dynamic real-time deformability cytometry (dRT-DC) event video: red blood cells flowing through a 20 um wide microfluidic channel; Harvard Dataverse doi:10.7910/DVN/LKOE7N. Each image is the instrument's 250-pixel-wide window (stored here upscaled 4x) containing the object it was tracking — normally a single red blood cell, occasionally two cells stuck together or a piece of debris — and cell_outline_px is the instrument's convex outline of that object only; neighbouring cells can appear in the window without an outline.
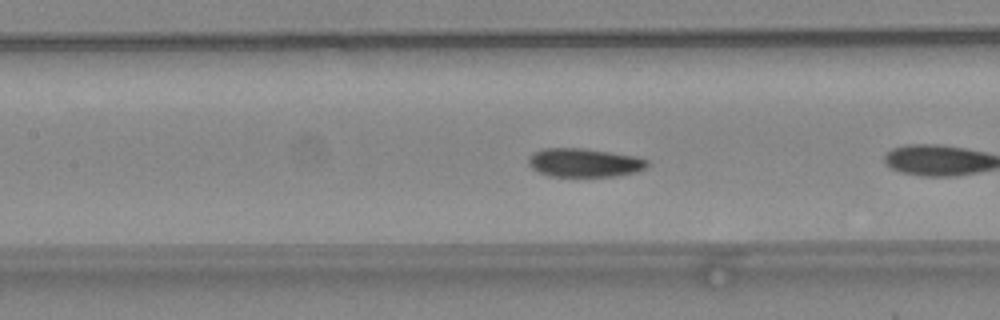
{"species": "common noctule bat (a hibernating species)", "species_latin": "Nyctalus noctula", "temperature_condition": "warm", "stored_images_in_passage": 9, "camera_frame_rate_fps": 3000, "um_per_image_px": 0.085, "animal": {"sex": "female", "body_mass_g": 24.6, "forearm_length_mm": 56.2}, "frame": {"image": 1, "passage_image": 7, "time_ms": 2.0, "image_size_px": [1000, 320], "cell_outline_px": [[648, 164], [644, 168], [636, 172], [616, 176], [548, 176], [532, 168], [528, 164], [528, 156], [532, 152], [544, 148], [584, 148], [636, 156], [648, 160]], "centroid_in_image_um": [49.63, 13.82], "position_along_channel_um": 157.8, "area_um2": 19.88}}